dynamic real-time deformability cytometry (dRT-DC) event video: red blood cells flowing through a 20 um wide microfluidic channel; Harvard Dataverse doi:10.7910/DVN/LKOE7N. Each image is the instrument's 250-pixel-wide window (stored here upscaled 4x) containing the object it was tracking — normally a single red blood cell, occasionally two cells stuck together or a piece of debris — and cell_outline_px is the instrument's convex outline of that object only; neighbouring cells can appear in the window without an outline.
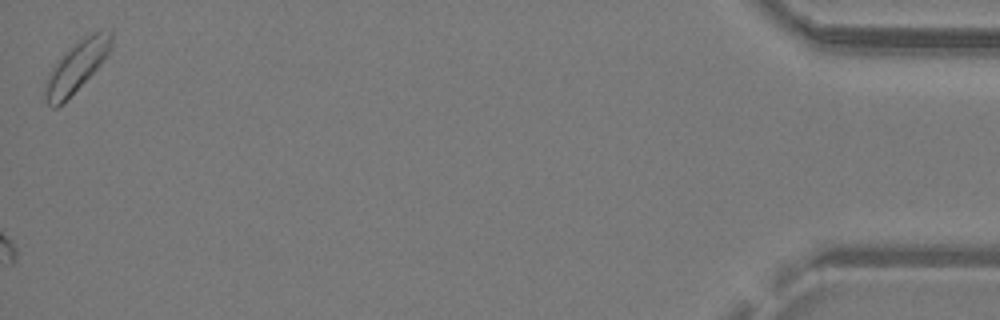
{"species": "common noctule bat (a hibernating species)", "species_latin": "Nyctalus noctula", "temperature_condition": "warm", "stored_images_in_passage": 26, "camera_frame_rate_fps": 3000, "um_per_image_px": 0.085, "animal": {"sex": "male", "body_mass_g": 19.2, "forearm_length_mm": 51.8}, "frame": {"image": 1, "passage_image": 26, "time_ms": 8.333, "image_size_px": [1000, 320], "cell_outline_px": [[112, 48], [104, 60], [64, 104], [56, 108], [52, 108], [48, 104], [44, 92], [44, 80], [48, 72], [56, 60], [64, 52], [80, 40], [96, 32], [112, 32]], "centroid_in_image_um": [6.44, 5.73], "position_along_channel_um": 428.8, "area_um2": 19.54}}